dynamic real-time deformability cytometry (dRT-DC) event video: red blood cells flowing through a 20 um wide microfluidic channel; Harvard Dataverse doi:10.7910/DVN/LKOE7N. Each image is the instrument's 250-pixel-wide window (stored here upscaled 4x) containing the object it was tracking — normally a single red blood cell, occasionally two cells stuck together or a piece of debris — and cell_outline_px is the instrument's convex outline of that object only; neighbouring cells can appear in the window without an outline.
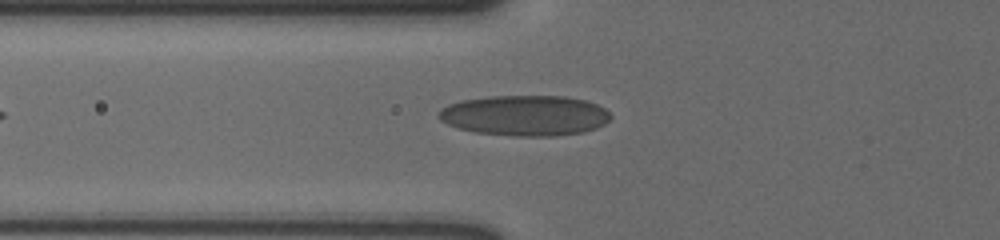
{"species": "human", "species_latin": "Homo sapiens", "temperature_condition": "cold", "stored_images_in_passage": 21, "camera_frame_rate_fps": 3000, "um_per_image_px": 0.085, "donor": {"sex": "male"}, "frame": {"image": 1, "passage_image": 2, "time_ms": 0.333, "image_size_px": [1000, 240], "cell_outline_px": [[612, 116], [604, 124], [596, 128], [584, 132], [556, 136], [508, 136], [476, 132], [456, 128], [440, 120], [436, 116], [448, 104], [464, 100], [488, 96], [564, 96], [584, 100], [596, 104], [604, 108]], "centroid_in_image_um": [44.62, 9.82], "position_along_channel_um": 81.2, "area_um2": 40.63}}
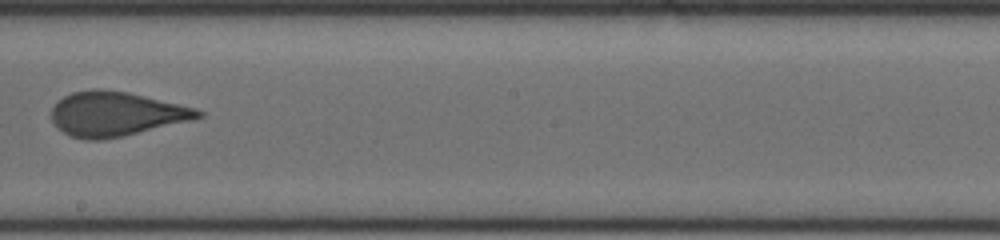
{"frame": {"image": 2, "passage_image": 8, "time_ms": 2.333, "image_size_px": [1000, 240], "cell_outline_px": [[204, 116], [192, 120], [124, 136], [100, 140], [84, 140], [72, 136], [56, 128], [52, 120], [52, 108], [64, 96], [72, 92], [92, 88], [100, 88], [128, 92], [192, 108], [204, 112]], "centroid_in_image_um": [9.81, 9.69], "position_along_channel_um": 238.4, "area_um2": 37.69}}
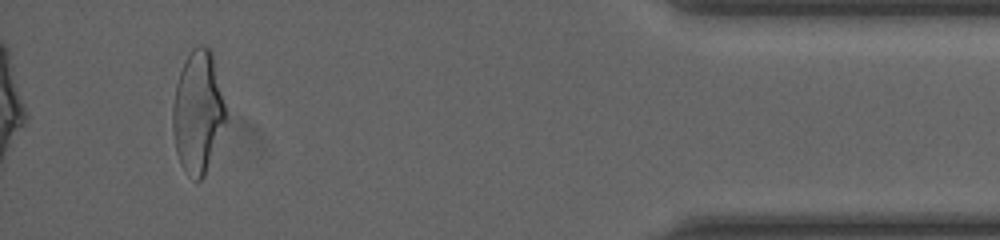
{"frame": {"image": 3, "passage_image": 19, "time_ms": 6.0, "image_size_px": [1000, 240], "cell_outline_px": [[224, 120], [204, 176], [200, 180], [196, 180], [188, 176], [180, 164], [176, 152], [172, 132], [172, 108], [176, 84], [184, 60], [192, 48], [200, 44], [204, 44], [212, 52], [224, 104]], "centroid_in_image_um": [16.76, 9.5], "position_along_channel_um": 418.4, "area_um2": 36.99}}